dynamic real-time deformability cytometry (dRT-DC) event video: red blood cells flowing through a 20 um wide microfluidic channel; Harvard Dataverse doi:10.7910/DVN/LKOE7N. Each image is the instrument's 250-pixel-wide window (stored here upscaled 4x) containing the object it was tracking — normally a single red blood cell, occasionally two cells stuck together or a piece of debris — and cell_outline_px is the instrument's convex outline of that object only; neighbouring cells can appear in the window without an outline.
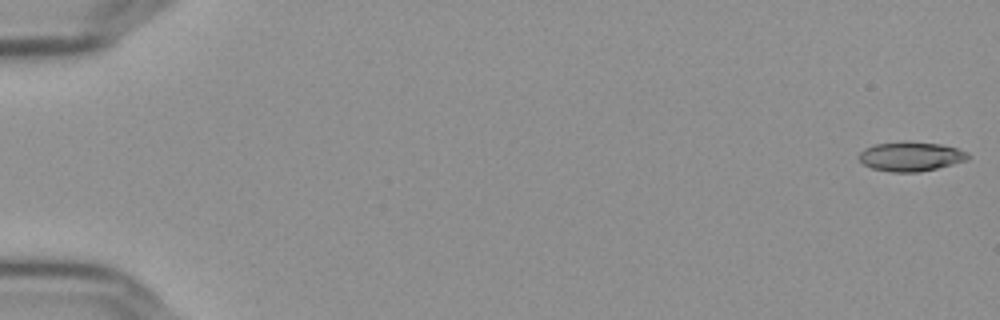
{"species": "Egyptian fruit bat (a non-hibernating species)", "species_latin": "Rousettus aegyptiacus", "temperature_condition": "cold", "stored_images_in_passage": 16, "camera_frame_rate_fps": 3000, "um_per_image_px": 0.085, "frame": {"image": 1, "passage_image": 1, "time_ms": 0.0, "image_size_px": [1000, 320], "cell_outline_px": [[972, 156], [968, 160], [920, 172], [892, 172], [872, 168], [864, 164], [856, 156], [864, 148], [876, 144], [940, 144], [956, 148], [968, 152]], "centroid_in_image_um": [77.43, 13.34], "position_along_channel_um": 7.6, "area_um2": 17.98}}